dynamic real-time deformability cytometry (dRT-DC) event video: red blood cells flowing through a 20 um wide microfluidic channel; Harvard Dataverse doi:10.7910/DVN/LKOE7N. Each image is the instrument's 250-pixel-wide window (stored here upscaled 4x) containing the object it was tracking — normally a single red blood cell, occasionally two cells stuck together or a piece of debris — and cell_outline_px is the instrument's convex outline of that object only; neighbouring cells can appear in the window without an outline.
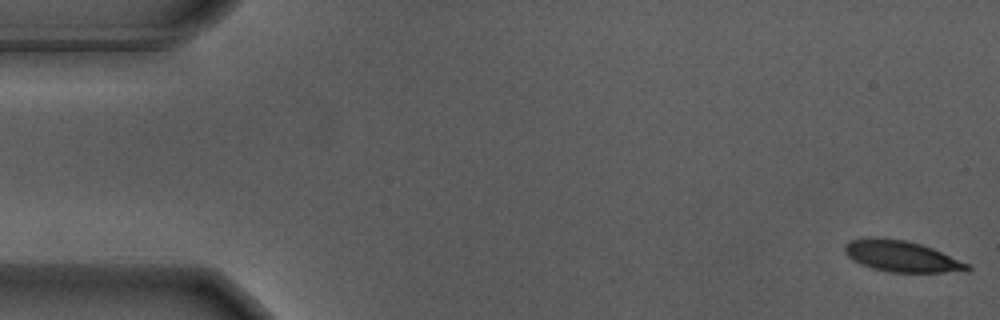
{"species": "Egyptian fruit bat (a non-hibernating species)", "species_latin": "Rousettus aegyptiacus", "temperature_condition": "warm", "stored_images_in_passage": 11, "camera_frame_rate_fps": 3000, "um_per_image_px": 0.085, "animal": {"sex": "male"}, "frame": {"image": 1, "passage_image": 1, "time_ms": 0.0, "image_size_px": [1000, 320], "cell_outline_px": [[972, 268], [968, 272], [888, 272], [872, 268], [860, 264], [852, 260], [844, 252], [844, 244], [848, 240], [876, 236], [904, 240], [920, 244], [932, 248], [968, 264]], "centroid_in_image_um": [76.59, 21.78], "position_along_channel_um": 8.4, "area_um2": 22.37}}